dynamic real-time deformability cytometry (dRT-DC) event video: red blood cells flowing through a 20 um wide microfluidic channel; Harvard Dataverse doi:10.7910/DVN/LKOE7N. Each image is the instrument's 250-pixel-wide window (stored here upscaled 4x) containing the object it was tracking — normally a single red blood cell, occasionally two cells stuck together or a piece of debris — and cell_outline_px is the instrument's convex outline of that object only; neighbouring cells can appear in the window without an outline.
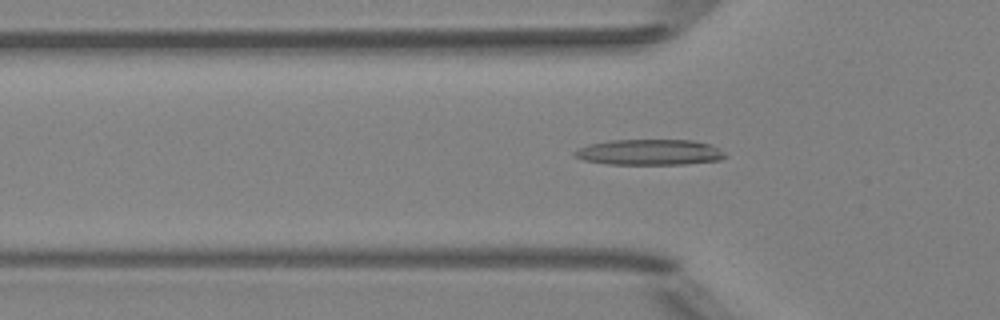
{"species": "Egyptian fruit bat (a non-hibernating species)", "species_latin": "Rousettus aegyptiacus", "temperature_condition": "room temperature", "stored_images_in_passage": 40, "camera_frame_rate_fps": 3000, "um_per_image_px": 0.085, "animal": {"sex": "female"}, "frame": {"image": 1, "passage_image": 6, "time_ms": 1.667, "image_size_px": [1000, 320], "cell_outline_px": [[728, 156], [720, 160], [684, 164], [608, 164], [584, 160], [572, 156], [572, 152], [576, 148], [588, 144], [608, 140], [692, 140], [708, 144], [720, 148]], "centroid_in_image_um": [55.17, 12.93], "position_along_channel_um": 70.6, "area_um2": 22.77}}
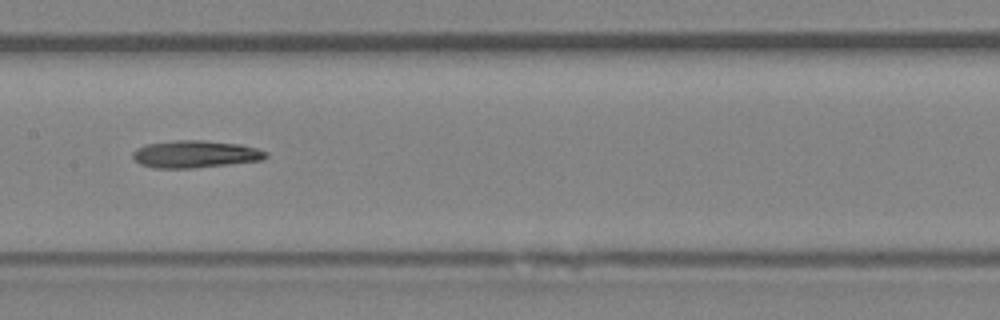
{"frame": {"image": 2, "passage_image": 15, "time_ms": 4.667, "image_size_px": [1000, 320], "cell_outline_px": [[268, 156], [264, 160], [192, 168], [152, 168], [140, 164], [132, 156], [132, 152], [136, 148], [148, 144], [176, 140], [204, 140], [240, 144], [256, 148], [268, 152]], "centroid_in_image_um": [16.61, 13.1], "position_along_channel_um": 190.8, "area_um2": 21.21}}
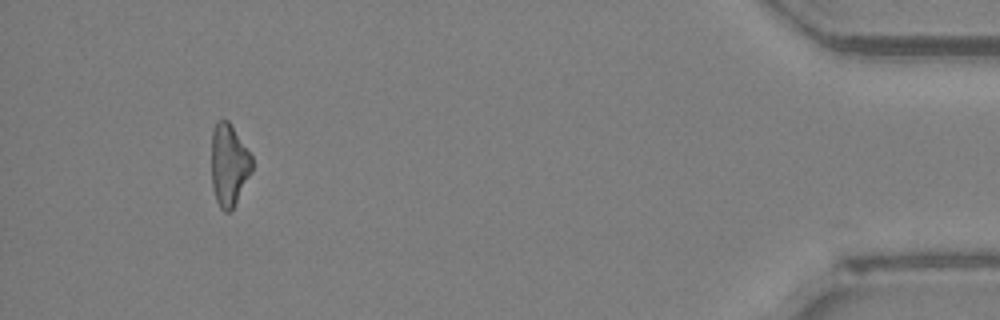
{"frame": {"image": 3, "passage_image": 37, "time_ms": 12.0, "image_size_px": [1000, 320], "cell_outline_px": [[252, 172], [232, 208], [228, 212], [224, 212], [220, 208], [216, 200], [212, 188], [212, 128], [216, 120], [228, 120], [252, 156]], "centroid_in_image_um": [19.45, 13.99], "position_along_channel_um": 415.8, "area_um2": 19.31}, "authors_computed_cell_mechanics": {"area_um2": 20.519, "velocity_mm_per_s": 4.0152, "shape_relaxation_time_tau1_ms": 6.7039, "shape_relaxation_time_tau2_ms": null, "deformation_change_tau1": 0.1242, "deformation_change_tau2": null}}